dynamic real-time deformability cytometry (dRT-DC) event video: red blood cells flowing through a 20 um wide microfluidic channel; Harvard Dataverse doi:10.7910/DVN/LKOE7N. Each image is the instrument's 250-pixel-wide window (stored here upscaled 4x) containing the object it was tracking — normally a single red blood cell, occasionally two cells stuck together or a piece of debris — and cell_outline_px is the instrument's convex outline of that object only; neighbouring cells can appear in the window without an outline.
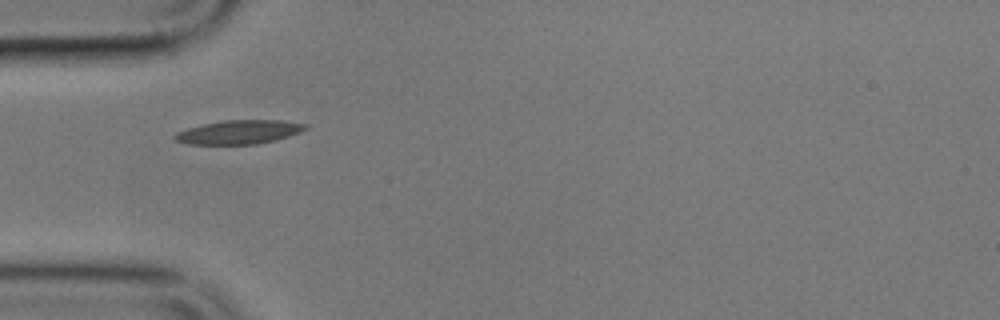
{"species": "common noctule bat (a hibernating species)", "species_latin": "Nyctalus noctula", "temperature_condition": "cold", "stored_images_in_passage": 2, "camera_frame_rate_fps": 3000, "um_per_image_px": 0.085, "animal": {"sex": "male", "body_mass_g": 17.9}, "frame": {"image": 1, "passage_image": 1, "time_ms": 0.0, "image_size_px": [1000, 320], "cell_outline_px": [[308, 128], [300, 132], [276, 140], [256, 144], [188, 144], [176, 140], [172, 136], [176, 132], [188, 128], [220, 120], [280, 120], [308, 124]], "centroid_in_image_um": [20.32, 11.22], "position_along_channel_um": 64.7, "area_um2": 18.15}}
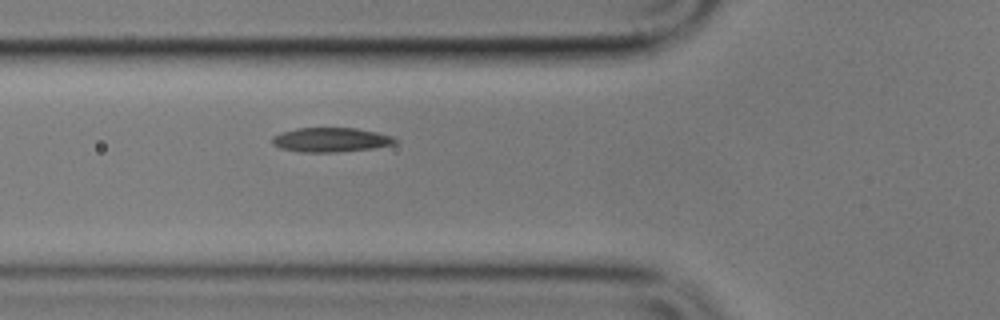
{"frame": {"image": 2, "passage_image": 2, "time_ms": 1.0, "image_size_px": [1000, 320], "cell_outline_px": [[400, 140], [396, 144], [372, 148], [336, 152], [300, 152], [280, 148], [272, 144], [272, 136], [280, 132], [296, 128], [356, 128], [396, 136]], "centroid_in_image_um": [28.15, 11.88], "position_along_channel_um": 97.7, "area_um2": 17.69}}